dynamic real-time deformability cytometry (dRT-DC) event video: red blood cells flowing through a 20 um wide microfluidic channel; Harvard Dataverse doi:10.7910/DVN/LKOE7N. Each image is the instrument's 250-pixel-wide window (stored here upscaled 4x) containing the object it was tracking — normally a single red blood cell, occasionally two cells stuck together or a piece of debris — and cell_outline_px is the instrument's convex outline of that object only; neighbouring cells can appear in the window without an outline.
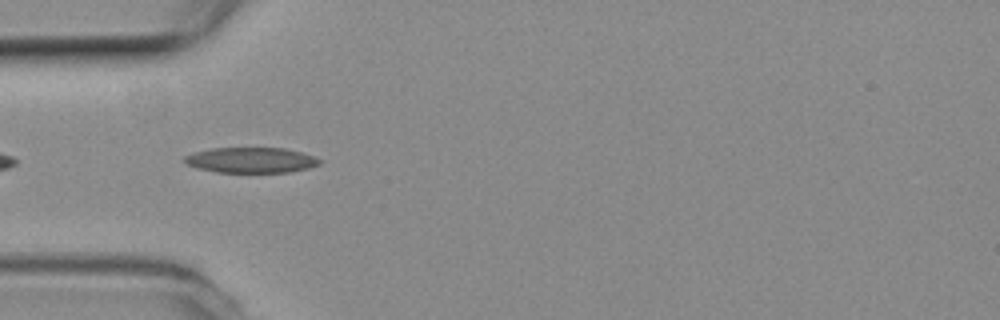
{"species": "common noctule bat (a hibernating species)", "species_latin": "Nyctalus noctula", "temperature_condition": "room temperature", "stored_images_in_passage": 19, "camera_frame_rate_fps": 3000, "um_per_image_px": 0.085, "animal": {"sex": "female", "body_mass_g": 19.3, "forearm_length_mm": 54.1}, "frame": {"image": 1, "passage_image": 3, "time_ms": 0.667, "image_size_px": [1000, 320], "cell_outline_px": [[324, 160], [320, 164], [308, 168], [292, 172], [216, 172], [196, 168], [184, 164], [184, 156], [196, 152], [212, 148], [284, 148], [300, 152]], "centroid_in_image_um": [21.33, 13.61], "position_along_channel_um": 63.7, "area_um2": 20.06}}
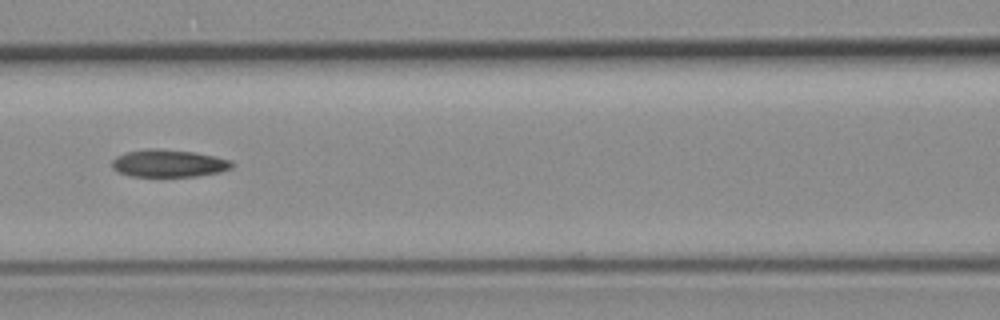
{"frame": {"image": 2, "passage_image": 10, "time_ms": 3.0, "image_size_px": [1000, 320], "cell_outline_px": [[232, 168], [220, 172], [196, 176], [128, 176], [116, 172], [112, 168], [112, 160], [116, 156], [124, 152], [148, 148], [160, 148], [196, 152], [232, 160]], "centroid_in_image_um": [14.3, 13.87], "position_along_channel_um": 152.3, "area_um2": 19.48}}